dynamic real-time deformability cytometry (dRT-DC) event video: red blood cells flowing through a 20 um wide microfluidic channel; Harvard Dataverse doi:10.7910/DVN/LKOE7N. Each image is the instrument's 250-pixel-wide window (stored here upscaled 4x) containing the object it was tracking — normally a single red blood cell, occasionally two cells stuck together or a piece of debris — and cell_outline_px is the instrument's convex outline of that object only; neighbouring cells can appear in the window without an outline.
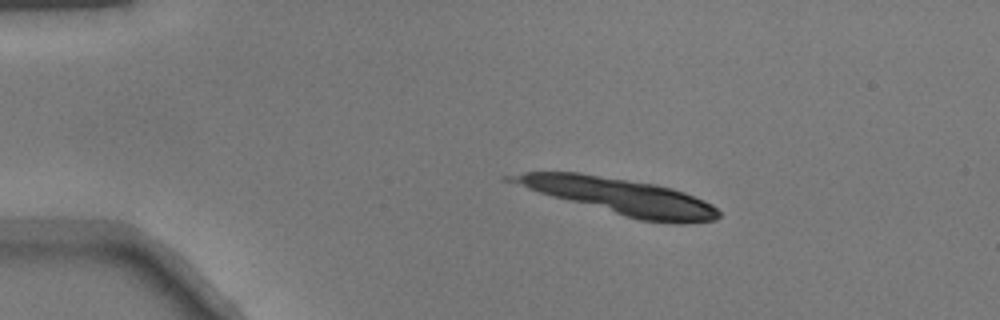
{"species": "common noctule bat (a hibernating species)", "species_latin": "Nyctalus noctula", "temperature_condition": "warm", "stored_images_in_passage": 15, "camera_frame_rate_fps": 3000, "um_per_image_px": 0.085, "animal": {"sex": "male", "body_mass_g": 17.9}, "frame": {"image": 1, "passage_image": 1, "time_ms": 0.0, "image_size_px": [1000, 320], "cell_outline_px": [[720, 216], [716, 220], [680, 224], [672, 224], [640, 220], [624, 216], [552, 196], [500, 180], [500, 176], [524, 172], [576, 172], [656, 184], [672, 188], [684, 192], [704, 200], [712, 204], [720, 212]], "centroid_in_image_um": [52.67, 16.69], "position_along_channel_um": 32.3, "area_um2": 43.64}}
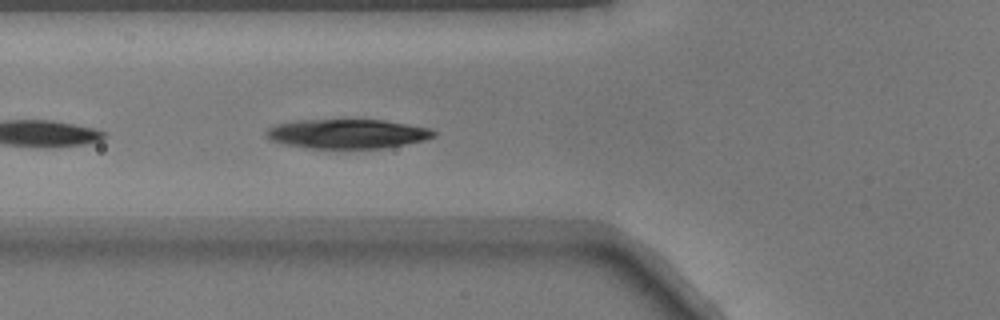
{"frame": {"image": 2, "passage_image": 11, "time_ms": 3.333, "image_size_px": [1000, 320], "cell_outline_px": [[436, 136], [424, 140], [384, 148], [312, 148], [284, 144], [268, 140], [264, 132], [268, 128], [276, 124], [296, 120], [384, 120], [408, 124], [428, 128], [436, 132]], "centroid_in_image_um": [29.48, 11.37], "position_along_channel_um": 96.3, "area_um2": 28.61}}